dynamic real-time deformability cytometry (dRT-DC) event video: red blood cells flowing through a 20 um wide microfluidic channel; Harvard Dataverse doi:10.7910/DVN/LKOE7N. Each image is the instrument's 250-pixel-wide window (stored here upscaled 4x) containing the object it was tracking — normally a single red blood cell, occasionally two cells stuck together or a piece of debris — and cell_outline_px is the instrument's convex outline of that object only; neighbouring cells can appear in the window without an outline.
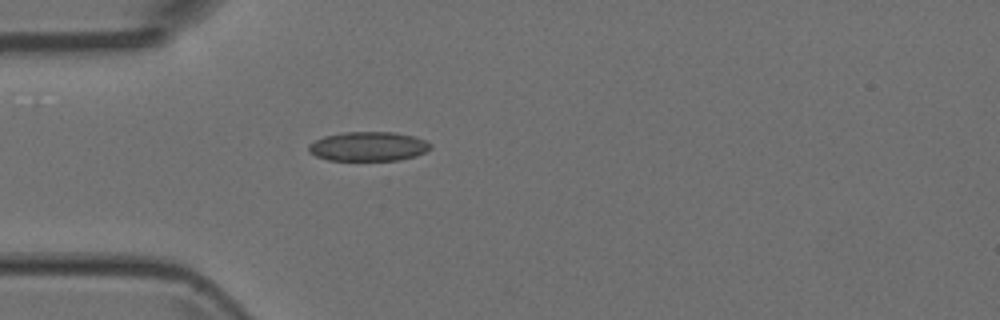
{"species": "Egyptian fruit bat (a non-hibernating species)", "species_latin": "Rousettus aegyptiacus", "temperature_condition": "room temperature", "stored_images_in_passage": 5, "camera_frame_rate_fps": 3000, "um_per_image_px": 0.085, "animal": {"sex": "female"}, "frame": {"image": 1, "passage_image": 5, "time_ms": 1.333, "image_size_px": [1000, 320], "cell_outline_px": [[432, 148], [416, 156], [400, 160], [328, 160], [316, 156], [308, 152], [308, 144], [324, 136], [344, 132], [396, 132], [416, 136], [432, 144]], "centroid_in_image_um": [31.32, 12.44], "position_along_channel_um": 53.7, "area_um2": 20.98}}